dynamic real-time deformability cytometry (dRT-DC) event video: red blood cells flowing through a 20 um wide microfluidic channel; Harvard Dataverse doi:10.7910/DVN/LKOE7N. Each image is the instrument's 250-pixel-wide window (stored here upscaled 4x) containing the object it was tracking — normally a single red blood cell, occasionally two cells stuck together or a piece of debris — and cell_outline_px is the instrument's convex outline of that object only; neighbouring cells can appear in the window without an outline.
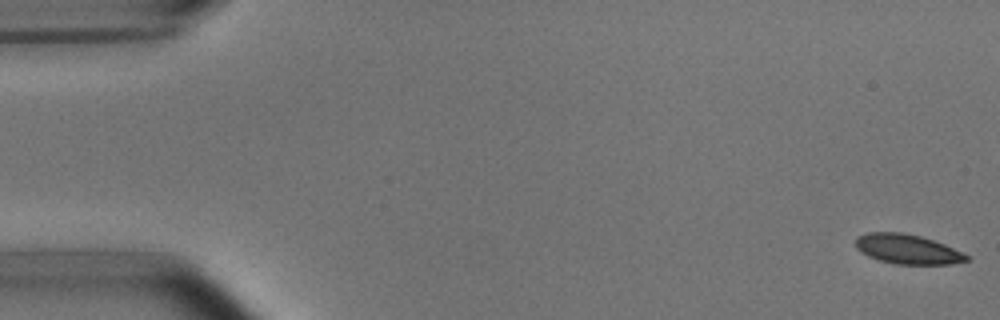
{"species": "common noctule bat (a hibernating species)", "species_latin": "Nyctalus noctula", "temperature_condition": "room temperature", "stored_images_in_passage": 53, "camera_frame_rate_fps": 3000, "um_per_image_px": 0.085, "animal": {"sex": "male", "body_mass_g": 15.6}, "frame": {"image": 1, "passage_image": 1, "time_ms": 0.0, "image_size_px": [1000, 320], "cell_outline_px": [[972, 260], [948, 264], [896, 264], [880, 260], [868, 256], [860, 252], [856, 248], [856, 236], [868, 232], [900, 232], [920, 236], [944, 244], [972, 256]], "centroid_in_image_um": [77.15, 21.18], "position_along_channel_um": 7.8, "area_um2": 19.25}}
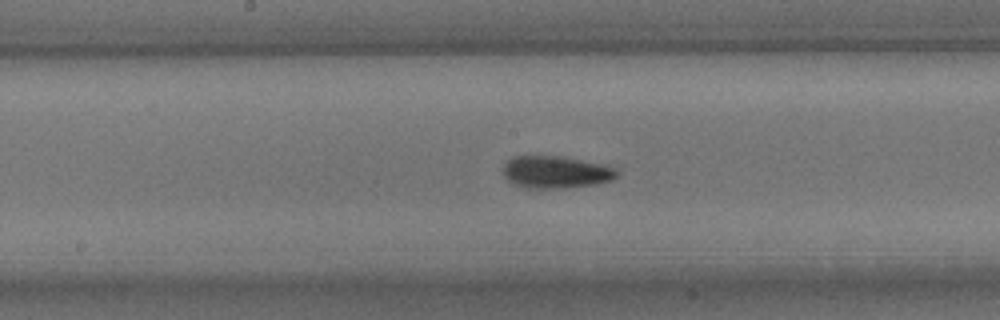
{"frame": {"image": 2, "passage_image": 27, "time_ms": 8.667, "image_size_px": [1000, 320], "cell_outline_px": [[616, 176], [612, 180], [596, 184], [564, 188], [524, 188], [508, 180], [504, 176], [504, 164], [512, 156], [560, 156], [600, 164], [616, 168]], "centroid_in_image_um": [47.21, 14.63], "position_along_channel_um": 201.0, "area_um2": 21.15}}
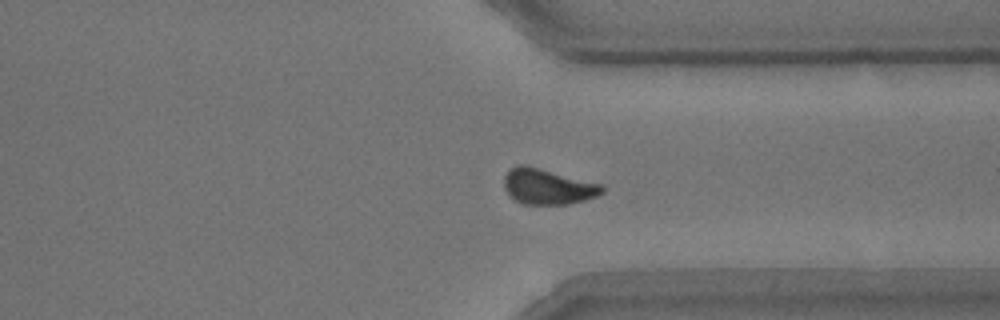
{"frame": {"image": 3, "passage_image": 40, "time_ms": 13.0, "image_size_px": [1000, 320], "cell_outline_px": [[604, 192], [596, 196], [584, 200], [568, 204], [524, 204], [516, 200], [504, 188], [504, 176], [516, 164], [524, 164], [604, 184]], "centroid_in_image_um": [46.59, 15.85], "position_along_channel_um": 364.8, "area_um2": 20.29}, "authors_computed_cell_mechanics": {"area_um2": 20.1722, "velocity_mm_per_s": 3.7891, "shape_relaxation_time_tau1_ms": 2.8935, "shape_relaxation_time_tau2_ms": 1.71, "deformation_change_tau1": 0.1226, "deformation_change_tau2": 0.0566}}